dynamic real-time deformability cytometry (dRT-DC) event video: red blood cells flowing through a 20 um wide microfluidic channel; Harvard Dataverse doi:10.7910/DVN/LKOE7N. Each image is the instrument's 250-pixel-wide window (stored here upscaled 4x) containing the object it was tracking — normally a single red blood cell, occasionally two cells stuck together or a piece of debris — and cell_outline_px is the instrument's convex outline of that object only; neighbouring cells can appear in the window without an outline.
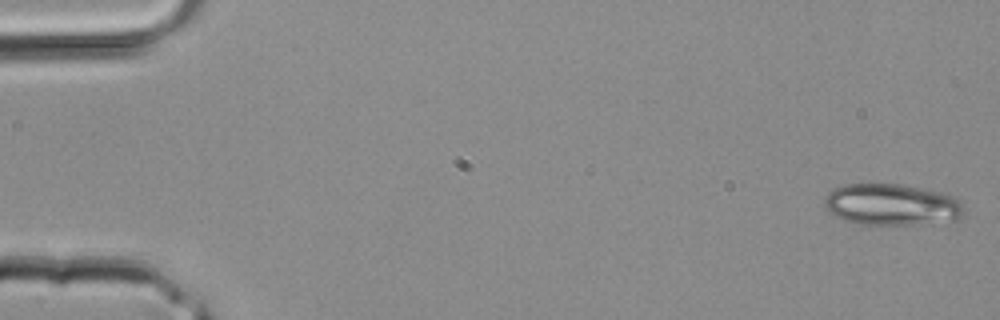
{"species": "common noctule bat (a hibernating species)", "species_latin": "Nyctalus noctula", "temperature_condition": "room temperature", "stored_images_in_passage": 3, "camera_frame_rate_fps": 3000, "um_per_image_px": 0.085, "animal": {"sex": "male", "body_mass_g": 20.4}, "frame": {"image": 1, "passage_image": 1, "time_ms": 0.0, "image_size_px": [1000, 320], "cell_outline_px": [[964, 212], [956, 220], [912, 224], [856, 224], [836, 216], [824, 204], [824, 200], [828, 192], [836, 188], [848, 184], [900, 184], [940, 192], [952, 196], [960, 204]], "centroid_in_image_um": [75.77, 17.39], "position_along_channel_um": 9.2, "area_um2": 33.06}}